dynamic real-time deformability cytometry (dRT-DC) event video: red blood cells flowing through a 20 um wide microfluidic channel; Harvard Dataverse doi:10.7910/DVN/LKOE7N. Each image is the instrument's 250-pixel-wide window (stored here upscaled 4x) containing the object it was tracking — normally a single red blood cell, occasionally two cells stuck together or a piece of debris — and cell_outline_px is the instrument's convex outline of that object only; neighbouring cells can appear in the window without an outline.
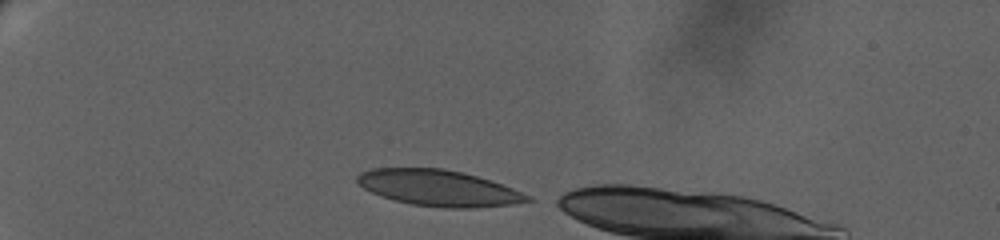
{"species": "human", "species_latin": "Homo sapiens", "temperature_condition": "warm", "stored_images_in_passage": 46, "camera_frame_rate_fps": 3000, "um_per_image_px": 0.085, "donor": {"sex": "female"}, "frame": {"image": 1, "passage_image": 1, "time_ms": 0.0, "image_size_px": [1000, 240], "cell_outline_px": [[536, 200], [512, 204], [472, 208], [444, 208], [412, 204], [380, 196], [364, 188], [356, 180], [356, 176], [360, 172], [372, 168], [444, 168], [476, 176], [512, 188], [532, 196]], "centroid_in_image_um": [37.29, 15.98], "position_along_channel_um": 47.7, "area_um2": 35.6}}
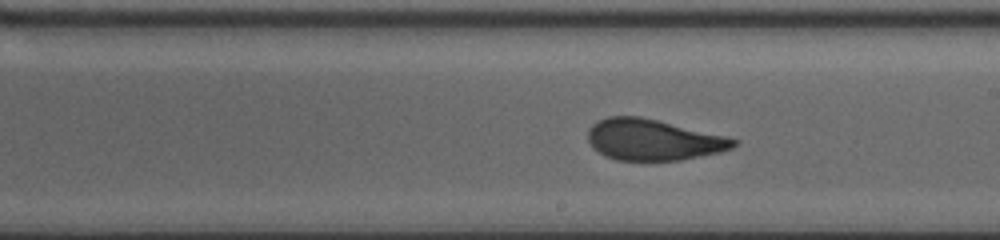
{"frame": {"image": 2, "passage_image": 24, "time_ms": 7.667, "image_size_px": [1000, 240], "cell_outline_px": [[740, 140], [732, 148], [720, 152], [680, 160], [616, 160], [604, 156], [592, 148], [588, 140], [588, 128], [596, 120], [608, 116], [640, 116], [728, 136]], "centroid_in_image_um": [55.5, 11.87], "position_along_channel_um": 233.5, "area_um2": 35.14}}
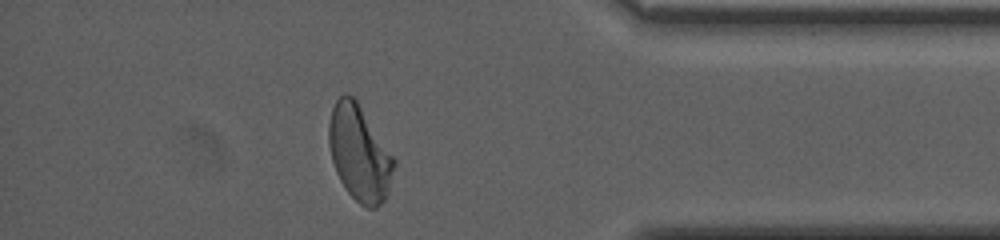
{"frame": {"image": 3, "passage_image": 42, "time_ms": 13.667, "image_size_px": [1000, 240], "cell_outline_px": [[396, 164], [388, 192], [384, 200], [376, 208], [368, 208], [360, 204], [348, 192], [340, 180], [336, 172], [332, 160], [328, 144], [328, 124], [332, 108], [336, 100], [344, 92], [352, 96], [356, 100], [396, 160]], "centroid_in_image_um": [30.54, 13.02], "position_along_channel_um": 404.7, "area_um2": 36.13}}